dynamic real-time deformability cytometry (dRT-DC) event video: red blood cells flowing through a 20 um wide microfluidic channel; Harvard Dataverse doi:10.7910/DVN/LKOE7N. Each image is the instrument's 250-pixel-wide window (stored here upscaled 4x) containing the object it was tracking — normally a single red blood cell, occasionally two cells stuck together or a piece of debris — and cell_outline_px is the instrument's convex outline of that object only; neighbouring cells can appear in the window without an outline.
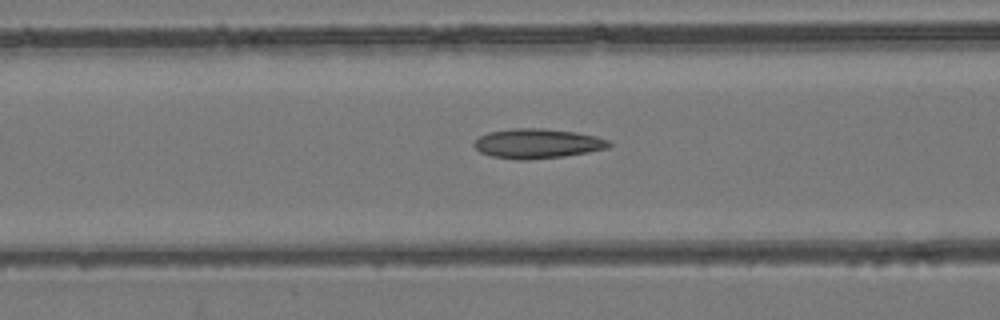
{"species": "common noctule bat (a hibernating species)", "species_latin": "Nyctalus noctula", "temperature_condition": "room temperature", "stored_images_in_passage": 29, "camera_frame_rate_fps": 3000, "um_per_image_px": 0.085, "animal": {"sex": "female", "body_mass_g": 24.6, "forearm_length_mm": 56.2}, "frame": {"image": 1, "passage_image": 18, "time_ms": 5.667, "image_size_px": [1000, 320], "cell_outline_px": [[612, 144], [608, 148], [588, 152], [564, 156], [528, 160], [516, 160], [492, 156], [480, 152], [472, 144], [480, 136], [488, 132], [512, 128], [540, 128], [576, 132], [596, 136], [608, 140]], "centroid_in_image_um": [45.67, 12.2], "position_along_channel_um": 120.9, "area_um2": 23.35}}
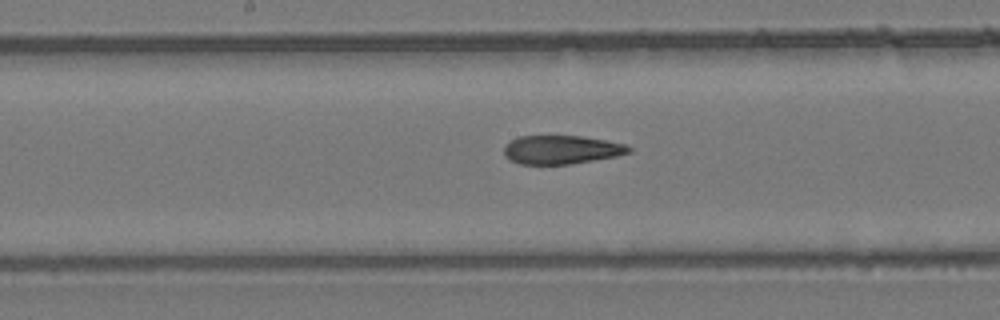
{"frame": {"image": 2, "passage_image": 24, "time_ms": 7.667, "image_size_px": [1000, 320], "cell_outline_px": [[632, 152], [616, 156], [568, 164], [520, 164], [508, 160], [504, 156], [504, 148], [512, 140], [520, 136], [584, 136], [624, 144], [632, 148]], "centroid_in_image_um": [47.71, 12.73], "position_along_channel_um": 200.5, "area_um2": 20.69}}
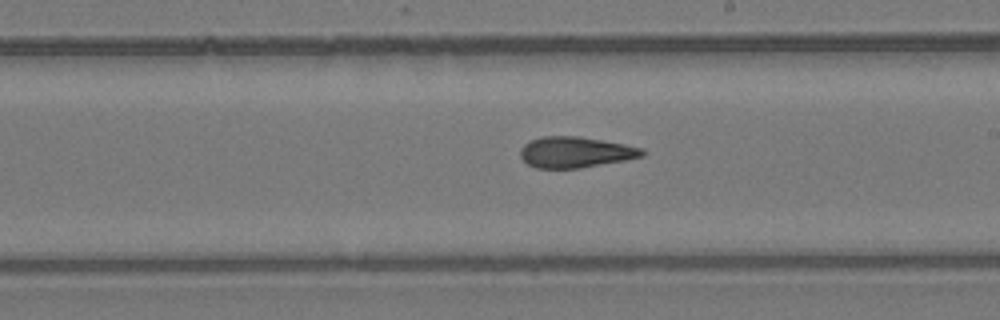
{"frame": {"image": 3, "passage_image": 27, "time_ms": 8.667, "image_size_px": [1000, 320], "cell_outline_px": [[648, 152], [644, 156], [624, 160], [580, 168], [536, 168], [528, 164], [520, 156], [520, 148], [524, 144], [540, 136], [580, 136], [624, 144], [644, 148]], "centroid_in_image_um": [48.93, 12.93], "position_along_channel_um": 240.1, "area_um2": 22.02}}